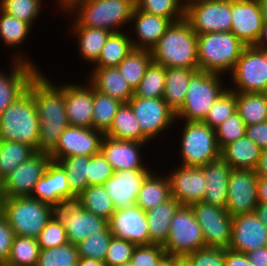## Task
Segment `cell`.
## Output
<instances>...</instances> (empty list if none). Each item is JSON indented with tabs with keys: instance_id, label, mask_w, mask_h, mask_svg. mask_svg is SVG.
<instances>
[{
	"instance_id": "1",
	"label": "cell",
	"mask_w": 267,
	"mask_h": 266,
	"mask_svg": "<svg viewBox=\"0 0 267 266\" xmlns=\"http://www.w3.org/2000/svg\"><path fill=\"white\" fill-rule=\"evenodd\" d=\"M39 118L37 152L50 154L60 135L69 126L64 101V85L54 83L38 71L28 84Z\"/></svg>"
},
{
	"instance_id": "2",
	"label": "cell",
	"mask_w": 267,
	"mask_h": 266,
	"mask_svg": "<svg viewBox=\"0 0 267 266\" xmlns=\"http://www.w3.org/2000/svg\"><path fill=\"white\" fill-rule=\"evenodd\" d=\"M198 40L190 23L184 18L172 22L157 44L151 49L154 62L165 68H198Z\"/></svg>"
},
{
	"instance_id": "3",
	"label": "cell",
	"mask_w": 267,
	"mask_h": 266,
	"mask_svg": "<svg viewBox=\"0 0 267 266\" xmlns=\"http://www.w3.org/2000/svg\"><path fill=\"white\" fill-rule=\"evenodd\" d=\"M135 7V0H75L65 12L76 13L75 22L79 26L102 28L116 33L123 31L119 29L123 24L131 23Z\"/></svg>"
},
{
	"instance_id": "4",
	"label": "cell",
	"mask_w": 267,
	"mask_h": 266,
	"mask_svg": "<svg viewBox=\"0 0 267 266\" xmlns=\"http://www.w3.org/2000/svg\"><path fill=\"white\" fill-rule=\"evenodd\" d=\"M39 118L30 90H27L0 114V137L31 146L37 152Z\"/></svg>"
},
{
	"instance_id": "5",
	"label": "cell",
	"mask_w": 267,
	"mask_h": 266,
	"mask_svg": "<svg viewBox=\"0 0 267 266\" xmlns=\"http://www.w3.org/2000/svg\"><path fill=\"white\" fill-rule=\"evenodd\" d=\"M199 71L231 73L246 47L231 32H209L197 35Z\"/></svg>"
},
{
	"instance_id": "6",
	"label": "cell",
	"mask_w": 267,
	"mask_h": 266,
	"mask_svg": "<svg viewBox=\"0 0 267 266\" xmlns=\"http://www.w3.org/2000/svg\"><path fill=\"white\" fill-rule=\"evenodd\" d=\"M1 214L16 236L37 238L55 214V208L32 197L3 198Z\"/></svg>"
},
{
	"instance_id": "7",
	"label": "cell",
	"mask_w": 267,
	"mask_h": 266,
	"mask_svg": "<svg viewBox=\"0 0 267 266\" xmlns=\"http://www.w3.org/2000/svg\"><path fill=\"white\" fill-rule=\"evenodd\" d=\"M221 74L198 71L188 85L184 104L175 114L176 119L203 121L213 103L227 90Z\"/></svg>"
},
{
	"instance_id": "8",
	"label": "cell",
	"mask_w": 267,
	"mask_h": 266,
	"mask_svg": "<svg viewBox=\"0 0 267 266\" xmlns=\"http://www.w3.org/2000/svg\"><path fill=\"white\" fill-rule=\"evenodd\" d=\"M180 139L182 166L202 167L220 158L216 131L202 121H185Z\"/></svg>"
},
{
	"instance_id": "9",
	"label": "cell",
	"mask_w": 267,
	"mask_h": 266,
	"mask_svg": "<svg viewBox=\"0 0 267 266\" xmlns=\"http://www.w3.org/2000/svg\"><path fill=\"white\" fill-rule=\"evenodd\" d=\"M203 231L196 221L190 206L181 205L171 221L166 243L163 245L167 256H187L204 248Z\"/></svg>"
},
{
	"instance_id": "10",
	"label": "cell",
	"mask_w": 267,
	"mask_h": 266,
	"mask_svg": "<svg viewBox=\"0 0 267 266\" xmlns=\"http://www.w3.org/2000/svg\"><path fill=\"white\" fill-rule=\"evenodd\" d=\"M231 79L236 87L230 90L240 93L267 92V53L255 46H246L237 60Z\"/></svg>"
},
{
	"instance_id": "11",
	"label": "cell",
	"mask_w": 267,
	"mask_h": 266,
	"mask_svg": "<svg viewBox=\"0 0 267 266\" xmlns=\"http://www.w3.org/2000/svg\"><path fill=\"white\" fill-rule=\"evenodd\" d=\"M185 19L197 35L230 32L231 0H193L185 6Z\"/></svg>"
},
{
	"instance_id": "12",
	"label": "cell",
	"mask_w": 267,
	"mask_h": 266,
	"mask_svg": "<svg viewBox=\"0 0 267 266\" xmlns=\"http://www.w3.org/2000/svg\"><path fill=\"white\" fill-rule=\"evenodd\" d=\"M203 231L206 247L229 249L233 217L225 208L196 202L190 205Z\"/></svg>"
},
{
	"instance_id": "13",
	"label": "cell",
	"mask_w": 267,
	"mask_h": 266,
	"mask_svg": "<svg viewBox=\"0 0 267 266\" xmlns=\"http://www.w3.org/2000/svg\"><path fill=\"white\" fill-rule=\"evenodd\" d=\"M55 214L65 226L68 242L74 245L108 227V220L88 212L76 200L56 207Z\"/></svg>"
},
{
	"instance_id": "14",
	"label": "cell",
	"mask_w": 267,
	"mask_h": 266,
	"mask_svg": "<svg viewBox=\"0 0 267 266\" xmlns=\"http://www.w3.org/2000/svg\"><path fill=\"white\" fill-rule=\"evenodd\" d=\"M128 102L141 132L151 141L176 121L175 113L163 98H143L134 94Z\"/></svg>"
},
{
	"instance_id": "15",
	"label": "cell",
	"mask_w": 267,
	"mask_h": 266,
	"mask_svg": "<svg viewBox=\"0 0 267 266\" xmlns=\"http://www.w3.org/2000/svg\"><path fill=\"white\" fill-rule=\"evenodd\" d=\"M258 179L255 170L232 169L229 176L226 211L231 217L250 214L258 206Z\"/></svg>"
},
{
	"instance_id": "16",
	"label": "cell",
	"mask_w": 267,
	"mask_h": 266,
	"mask_svg": "<svg viewBox=\"0 0 267 266\" xmlns=\"http://www.w3.org/2000/svg\"><path fill=\"white\" fill-rule=\"evenodd\" d=\"M51 157L36 152L3 179V198L31 197L35 184L43 176Z\"/></svg>"
},
{
	"instance_id": "17",
	"label": "cell",
	"mask_w": 267,
	"mask_h": 266,
	"mask_svg": "<svg viewBox=\"0 0 267 266\" xmlns=\"http://www.w3.org/2000/svg\"><path fill=\"white\" fill-rule=\"evenodd\" d=\"M104 133L93 129L68 126L60 135L55 149L49 154L51 160L58 161L72 156H92L100 153Z\"/></svg>"
},
{
	"instance_id": "18",
	"label": "cell",
	"mask_w": 267,
	"mask_h": 266,
	"mask_svg": "<svg viewBox=\"0 0 267 266\" xmlns=\"http://www.w3.org/2000/svg\"><path fill=\"white\" fill-rule=\"evenodd\" d=\"M230 32L246 46H254L260 36L263 14L259 0H231Z\"/></svg>"
},
{
	"instance_id": "19",
	"label": "cell",
	"mask_w": 267,
	"mask_h": 266,
	"mask_svg": "<svg viewBox=\"0 0 267 266\" xmlns=\"http://www.w3.org/2000/svg\"><path fill=\"white\" fill-rule=\"evenodd\" d=\"M31 197L54 208L77 199L69 189L65 169L54 160L48 163L43 176L35 184Z\"/></svg>"
},
{
	"instance_id": "20",
	"label": "cell",
	"mask_w": 267,
	"mask_h": 266,
	"mask_svg": "<svg viewBox=\"0 0 267 266\" xmlns=\"http://www.w3.org/2000/svg\"><path fill=\"white\" fill-rule=\"evenodd\" d=\"M108 227L114 237L135 245L150 244L147 217L137 205L115 210L108 220Z\"/></svg>"
},
{
	"instance_id": "21",
	"label": "cell",
	"mask_w": 267,
	"mask_h": 266,
	"mask_svg": "<svg viewBox=\"0 0 267 266\" xmlns=\"http://www.w3.org/2000/svg\"><path fill=\"white\" fill-rule=\"evenodd\" d=\"M152 173L150 169H134L114 172L103 184L113 200L116 210L136 205L138 193L146 178Z\"/></svg>"
},
{
	"instance_id": "22",
	"label": "cell",
	"mask_w": 267,
	"mask_h": 266,
	"mask_svg": "<svg viewBox=\"0 0 267 266\" xmlns=\"http://www.w3.org/2000/svg\"><path fill=\"white\" fill-rule=\"evenodd\" d=\"M14 55L10 73L0 71V114L27 90L29 82L39 71L36 64L27 57L23 58V54Z\"/></svg>"
},
{
	"instance_id": "23",
	"label": "cell",
	"mask_w": 267,
	"mask_h": 266,
	"mask_svg": "<svg viewBox=\"0 0 267 266\" xmlns=\"http://www.w3.org/2000/svg\"><path fill=\"white\" fill-rule=\"evenodd\" d=\"M267 246V228L255 212L234 216L229 249L248 253Z\"/></svg>"
},
{
	"instance_id": "24",
	"label": "cell",
	"mask_w": 267,
	"mask_h": 266,
	"mask_svg": "<svg viewBox=\"0 0 267 266\" xmlns=\"http://www.w3.org/2000/svg\"><path fill=\"white\" fill-rule=\"evenodd\" d=\"M168 176L171 197L181 205L201 202L206 191L204 171L200 167L180 166Z\"/></svg>"
},
{
	"instance_id": "25",
	"label": "cell",
	"mask_w": 267,
	"mask_h": 266,
	"mask_svg": "<svg viewBox=\"0 0 267 266\" xmlns=\"http://www.w3.org/2000/svg\"><path fill=\"white\" fill-rule=\"evenodd\" d=\"M145 143L113 139L104 135L100 152L111 164L114 171L150 169L142 162L140 149ZM141 147V148H140Z\"/></svg>"
},
{
	"instance_id": "26",
	"label": "cell",
	"mask_w": 267,
	"mask_h": 266,
	"mask_svg": "<svg viewBox=\"0 0 267 266\" xmlns=\"http://www.w3.org/2000/svg\"><path fill=\"white\" fill-rule=\"evenodd\" d=\"M64 101L69 126L92 128L93 87L64 84Z\"/></svg>"
},
{
	"instance_id": "27",
	"label": "cell",
	"mask_w": 267,
	"mask_h": 266,
	"mask_svg": "<svg viewBox=\"0 0 267 266\" xmlns=\"http://www.w3.org/2000/svg\"><path fill=\"white\" fill-rule=\"evenodd\" d=\"M131 22L134 23V32L137 37L136 39L131 37L133 48L150 51L172 24L170 19L146 13L136 7L131 16Z\"/></svg>"
},
{
	"instance_id": "28",
	"label": "cell",
	"mask_w": 267,
	"mask_h": 266,
	"mask_svg": "<svg viewBox=\"0 0 267 266\" xmlns=\"http://www.w3.org/2000/svg\"><path fill=\"white\" fill-rule=\"evenodd\" d=\"M204 171L206 191L203 202L225 208L229 176L232 168L221 157L200 167Z\"/></svg>"
},
{
	"instance_id": "29",
	"label": "cell",
	"mask_w": 267,
	"mask_h": 266,
	"mask_svg": "<svg viewBox=\"0 0 267 266\" xmlns=\"http://www.w3.org/2000/svg\"><path fill=\"white\" fill-rule=\"evenodd\" d=\"M89 84L99 93L121 102H128L134 95V90L120 74L118 67L93 68Z\"/></svg>"
},
{
	"instance_id": "30",
	"label": "cell",
	"mask_w": 267,
	"mask_h": 266,
	"mask_svg": "<svg viewBox=\"0 0 267 266\" xmlns=\"http://www.w3.org/2000/svg\"><path fill=\"white\" fill-rule=\"evenodd\" d=\"M262 149L246 135L225 145L220 150V157L226 161L232 169L256 170Z\"/></svg>"
},
{
	"instance_id": "31",
	"label": "cell",
	"mask_w": 267,
	"mask_h": 266,
	"mask_svg": "<svg viewBox=\"0 0 267 266\" xmlns=\"http://www.w3.org/2000/svg\"><path fill=\"white\" fill-rule=\"evenodd\" d=\"M181 203L170 198L155 208L145 211L148 221L150 244L164 245L168 239L171 221Z\"/></svg>"
},
{
	"instance_id": "32",
	"label": "cell",
	"mask_w": 267,
	"mask_h": 266,
	"mask_svg": "<svg viewBox=\"0 0 267 266\" xmlns=\"http://www.w3.org/2000/svg\"><path fill=\"white\" fill-rule=\"evenodd\" d=\"M195 69L166 68V80L163 99L176 114L184 104L190 79L197 73Z\"/></svg>"
},
{
	"instance_id": "33",
	"label": "cell",
	"mask_w": 267,
	"mask_h": 266,
	"mask_svg": "<svg viewBox=\"0 0 267 266\" xmlns=\"http://www.w3.org/2000/svg\"><path fill=\"white\" fill-rule=\"evenodd\" d=\"M106 136L118 140L149 143V139L141 132V128L131 109L129 102H122L114 116L113 123Z\"/></svg>"
},
{
	"instance_id": "34",
	"label": "cell",
	"mask_w": 267,
	"mask_h": 266,
	"mask_svg": "<svg viewBox=\"0 0 267 266\" xmlns=\"http://www.w3.org/2000/svg\"><path fill=\"white\" fill-rule=\"evenodd\" d=\"M73 24L70 29L78 37L80 56L94 65L111 32L102 28L79 26L75 21Z\"/></svg>"
},
{
	"instance_id": "35",
	"label": "cell",
	"mask_w": 267,
	"mask_h": 266,
	"mask_svg": "<svg viewBox=\"0 0 267 266\" xmlns=\"http://www.w3.org/2000/svg\"><path fill=\"white\" fill-rule=\"evenodd\" d=\"M153 173L146 178L136 199V205L143 211L155 208L171 198L168 176L162 177L158 176V173Z\"/></svg>"
},
{
	"instance_id": "36",
	"label": "cell",
	"mask_w": 267,
	"mask_h": 266,
	"mask_svg": "<svg viewBox=\"0 0 267 266\" xmlns=\"http://www.w3.org/2000/svg\"><path fill=\"white\" fill-rule=\"evenodd\" d=\"M131 35L123 32L111 33L101 49L100 56L94 63V68L117 67L132 51Z\"/></svg>"
},
{
	"instance_id": "37",
	"label": "cell",
	"mask_w": 267,
	"mask_h": 266,
	"mask_svg": "<svg viewBox=\"0 0 267 266\" xmlns=\"http://www.w3.org/2000/svg\"><path fill=\"white\" fill-rule=\"evenodd\" d=\"M237 112L240 118L250 126L267 121V94L236 92Z\"/></svg>"
},
{
	"instance_id": "38",
	"label": "cell",
	"mask_w": 267,
	"mask_h": 266,
	"mask_svg": "<svg viewBox=\"0 0 267 266\" xmlns=\"http://www.w3.org/2000/svg\"><path fill=\"white\" fill-rule=\"evenodd\" d=\"M152 61L150 50L134 48L117 67L127 83L135 90Z\"/></svg>"
},
{
	"instance_id": "39",
	"label": "cell",
	"mask_w": 267,
	"mask_h": 266,
	"mask_svg": "<svg viewBox=\"0 0 267 266\" xmlns=\"http://www.w3.org/2000/svg\"><path fill=\"white\" fill-rule=\"evenodd\" d=\"M88 212L109 220L116 210L110 195L103 185L87 187L76 199Z\"/></svg>"
},
{
	"instance_id": "40",
	"label": "cell",
	"mask_w": 267,
	"mask_h": 266,
	"mask_svg": "<svg viewBox=\"0 0 267 266\" xmlns=\"http://www.w3.org/2000/svg\"><path fill=\"white\" fill-rule=\"evenodd\" d=\"M36 151L17 141L2 140L0 144V176L4 179L19 164L27 161Z\"/></svg>"
},
{
	"instance_id": "41",
	"label": "cell",
	"mask_w": 267,
	"mask_h": 266,
	"mask_svg": "<svg viewBox=\"0 0 267 266\" xmlns=\"http://www.w3.org/2000/svg\"><path fill=\"white\" fill-rule=\"evenodd\" d=\"M121 101L93 89L92 128L104 134L111 127Z\"/></svg>"
},
{
	"instance_id": "42",
	"label": "cell",
	"mask_w": 267,
	"mask_h": 266,
	"mask_svg": "<svg viewBox=\"0 0 267 266\" xmlns=\"http://www.w3.org/2000/svg\"><path fill=\"white\" fill-rule=\"evenodd\" d=\"M39 252L37 238L15 235L5 263L9 266H36Z\"/></svg>"
},
{
	"instance_id": "43",
	"label": "cell",
	"mask_w": 267,
	"mask_h": 266,
	"mask_svg": "<svg viewBox=\"0 0 267 266\" xmlns=\"http://www.w3.org/2000/svg\"><path fill=\"white\" fill-rule=\"evenodd\" d=\"M165 80L166 68L152 61L134 94L143 98H163Z\"/></svg>"
},
{
	"instance_id": "44",
	"label": "cell",
	"mask_w": 267,
	"mask_h": 266,
	"mask_svg": "<svg viewBox=\"0 0 267 266\" xmlns=\"http://www.w3.org/2000/svg\"><path fill=\"white\" fill-rule=\"evenodd\" d=\"M58 162L67 173L70 191L78 197L87 188L88 156H72Z\"/></svg>"
},
{
	"instance_id": "45",
	"label": "cell",
	"mask_w": 267,
	"mask_h": 266,
	"mask_svg": "<svg viewBox=\"0 0 267 266\" xmlns=\"http://www.w3.org/2000/svg\"><path fill=\"white\" fill-rule=\"evenodd\" d=\"M136 8L177 22L185 18V5L180 0H135Z\"/></svg>"
},
{
	"instance_id": "46",
	"label": "cell",
	"mask_w": 267,
	"mask_h": 266,
	"mask_svg": "<svg viewBox=\"0 0 267 266\" xmlns=\"http://www.w3.org/2000/svg\"><path fill=\"white\" fill-rule=\"evenodd\" d=\"M32 28L17 17L11 16L0 9V39L9 47H18L25 41ZM16 46V47H15Z\"/></svg>"
},
{
	"instance_id": "47",
	"label": "cell",
	"mask_w": 267,
	"mask_h": 266,
	"mask_svg": "<svg viewBox=\"0 0 267 266\" xmlns=\"http://www.w3.org/2000/svg\"><path fill=\"white\" fill-rule=\"evenodd\" d=\"M77 246L67 243L54 248L40 250L36 266H77Z\"/></svg>"
},
{
	"instance_id": "48",
	"label": "cell",
	"mask_w": 267,
	"mask_h": 266,
	"mask_svg": "<svg viewBox=\"0 0 267 266\" xmlns=\"http://www.w3.org/2000/svg\"><path fill=\"white\" fill-rule=\"evenodd\" d=\"M237 112L236 92L229 88L213 103L202 122L216 129L224 120Z\"/></svg>"
},
{
	"instance_id": "49",
	"label": "cell",
	"mask_w": 267,
	"mask_h": 266,
	"mask_svg": "<svg viewBox=\"0 0 267 266\" xmlns=\"http://www.w3.org/2000/svg\"><path fill=\"white\" fill-rule=\"evenodd\" d=\"M41 4L42 0H0V9L32 27L33 22L40 16Z\"/></svg>"
},
{
	"instance_id": "50",
	"label": "cell",
	"mask_w": 267,
	"mask_h": 266,
	"mask_svg": "<svg viewBox=\"0 0 267 266\" xmlns=\"http://www.w3.org/2000/svg\"><path fill=\"white\" fill-rule=\"evenodd\" d=\"M112 236L109 227L100 234L88 236L84 241L76 245L79 257L104 262Z\"/></svg>"
},
{
	"instance_id": "51",
	"label": "cell",
	"mask_w": 267,
	"mask_h": 266,
	"mask_svg": "<svg viewBox=\"0 0 267 266\" xmlns=\"http://www.w3.org/2000/svg\"><path fill=\"white\" fill-rule=\"evenodd\" d=\"M40 250L54 248L68 243L65 226L56 214L45 225L37 237Z\"/></svg>"
},
{
	"instance_id": "52",
	"label": "cell",
	"mask_w": 267,
	"mask_h": 266,
	"mask_svg": "<svg viewBox=\"0 0 267 266\" xmlns=\"http://www.w3.org/2000/svg\"><path fill=\"white\" fill-rule=\"evenodd\" d=\"M216 140L219 149L245 135L246 124L238 112L229 116L216 129Z\"/></svg>"
},
{
	"instance_id": "53",
	"label": "cell",
	"mask_w": 267,
	"mask_h": 266,
	"mask_svg": "<svg viewBox=\"0 0 267 266\" xmlns=\"http://www.w3.org/2000/svg\"><path fill=\"white\" fill-rule=\"evenodd\" d=\"M165 256L163 245H136L129 263L131 266H157Z\"/></svg>"
},
{
	"instance_id": "54",
	"label": "cell",
	"mask_w": 267,
	"mask_h": 266,
	"mask_svg": "<svg viewBox=\"0 0 267 266\" xmlns=\"http://www.w3.org/2000/svg\"><path fill=\"white\" fill-rule=\"evenodd\" d=\"M114 172L113 167L101 152L88 157L87 187L103 185Z\"/></svg>"
},
{
	"instance_id": "55",
	"label": "cell",
	"mask_w": 267,
	"mask_h": 266,
	"mask_svg": "<svg viewBox=\"0 0 267 266\" xmlns=\"http://www.w3.org/2000/svg\"><path fill=\"white\" fill-rule=\"evenodd\" d=\"M135 244L112 236L104 263L106 266H115L129 263Z\"/></svg>"
},
{
	"instance_id": "56",
	"label": "cell",
	"mask_w": 267,
	"mask_h": 266,
	"mask_svg": "<svg viewBox=\"0 0 267 266\" xmlns=\"http://www.w3.org/2000/svg\"><path fill=\"white\" fill-rule=\"evenodd\" d=\"M193 266H225V249L204 247L188 254Z\"/></svg>"
},
{
	"instance_id": "57",
	"label": "cell",
	"mask_w": 267,
	"mask_h": 266,
	"mask_svg": "<svg viewBox=\"0 0 267 266\" xmlns=\"http://www.w3.org/2000/svg\"><path fill=\"white\" fill-rule=\"evenodd\" d=\"M15 234L5 217L0 214V263L8 259Z\"/></svg>"
},
{
	"instance_id": "58",
	"label": "cell",
	"mask_w": 267,
	"mask_h": 266,
	"mask_svg": "<svg viewBox=\"0 0 267 266\" xmlns=\"http://www.w3.org/2000/svg\"><path fill=\"white\" fill-rule=\"evenodd\" d=\"M245 135L262 150L267 148V121L246 126Z\"/></svg>"
},
{
	"instance_id": "59",
	"label": "cell",
	"mask_w": 267,
	"mask_h": 266,
	"mask_svg": "<svg viewBox=\"0 0 267 266\" xmlns=\"http://www.w3.org/2000/svg\"><path fill=\"white\" fill-rule=\"evenodd\" d=\"M225 266H254L247 255L241 252L225 249Z\"/></svg>"
},
{
	"instance_id": "60",
	"label": "cell",
	"mask_w": 267,
	"mask_h": 266,
	"mask_svg": "<svg viewBox=\"0 0 267 266\" xmlns=\"http://www.w3.org/2000/svg\"><path fill=\"white\" fill-rule=\"evenodd\" d=\"M254 266H267V246L246 253Z\"/></svg>"
},
{
	"instance_id": "61",
	"label": "cell",
	"mask_w": 267,
	"mask_h": 266,
	"mask_svg": "<svg viewBox=\"0 0 267 266\" xmlns=\"http://www.w3.org/2000/svg\"><path fill=\"white\" fill-rule=\"evenodd\" d=\"M258 50L267 53V20L263 21L260 36L254 45Z\"/></svg>"
},
{
	"instance_id": "62",
	"label": "cell",
	"mask_w": 267,
	"mask_h": 266,
	"mask_svg": "<svg viewBox=\"0 0 267 266\" xmlns=\"http://www.w3.org/2000/svg\"><path fill=\"white\" fill-rule=\"evenodd\" d=\"M257 194L259 203L267 204V178L259 177Z\"/></svg>"
},
{
	"instance_id": "63",
	"label": "cell",
	"mask_w": 267,
	"mask_h": 266,
	"mask_svg": "<svg viewBox=\"0 0 267 266\" xmlns=\"http://www.w3.org/2000/svg\"><path fill=\"white\" fill-rule=\"evenodd\" d=\"M255 171L258 177L267 178V148L262 151L259 164Z\"/></svg>"
},
{
	"instance_id": "64",
	"label": "cell",
	"mask_w": 267,
	"mask_h": 266,
	"mask_svg": "<svg viewBox=\"0 0 267 266\" xmlns=\"http://www.w3.org/2000/svg\"><path fill=\"white\" fill-rule=\"evenodd\" d=\"M254 212L267 228V204L259 203Z\"/></svg>"
},
{
	"instance_id": "65",
	"label": "cell",
	"mask_w": 267,
	"mask_h": 266,
	"mask_svg": "<svg viewBox=\"0 0 267 266\" xmlns=\"http://www.w3.org/2000/svg\"><path fill=\"white\" fill-rule=\"evenodd\" d=\"M77 266H106L103 261L79 257Z\"/></svg>"
},
{
	"instance_id": "66",
	"label": "cell",
	"mask_w": 267,
	"mask_h": 266,
	"mask_svg": "<svg viewBox=\"0 0 267 266\" xmlns=\"http://www.w3.org/2000/svg\"><path fill=\"white\" fill-rule=\"evenodd\" d=\"M173 266H193L187 256H173Z\"/></svg>"
},
{
	"instance_id": "67",
	"label": "cell",
	"mask_w": 267,
	"mask_h": 266,
	"mask_svg": "<svg viewBox=\"0 0 267 266\" xmlns=\"http://www.w3.org/2000/svg\"><path fill=\"white\" fill-rule=\"evenodd\" d=\"M157 266H173V256H165Z\"/></svg>"
},
{
	"instance_id": "68",
	"label": "cell",
	"mask_w": 267,
	"mask_h": 266,
	"mask_svg": "<svg viewBox=\"0 0 267 266\" xmlns=\"http://www.w3.org/2000/svg\"><path fill=\"white\" fill-rule=\"evenodd\" d=\"M259 1L262 9L263 19L267 20V0H259Z\"/></svg>"
},
{
	"instance_id": "69",
	"label": "cell",
	"mask_w": 267,
	"mask_h": 266,
	"mask_svg": "<svg viewBox=\"0 0 267 266\" xmlns=\"http://www.w3.org/2000/svg\"><path fill=\"white\" fill-rule=\"evenodd\" d=\"M75 0H59L58 3L63 11Z\"/></svg>"
},
{
	"instance_id": "70",
	"label": "cell",
	"mask_w": 267,
	"mask_h": 266,
	"mask_svg": "<svg viewBox=\"0 0 267 266\" xmlns=\"http://www.w3.org/2000/svg\"><path fill=\"white\" fill-rule=\"evenodd\" d=\"M0 196H3V178L0 176Z\"/></svg>"
},
{
	"instance_id": "71",
	"label": "cell",
	"mask_w": 267,
	"mask_h": 266,
	"mask_svg": "<svg viewBox=\"0 0 267 266\" xmlns=\"http://www.w3.org/2000/svg\"><path fill=\"white\" fill-rule=\"evenodd\" d=\"M185 6L193 0H180ZM184 1V2H183Z\"/></svg>"
},
{
	"instance_id": "72",
	"label": "cell",
	"mask_w": 267,
	"mask_h": 266,
	"mask_svg": "<svg viewBox=\"0 0 267 266\" xmlns=\"http://www.w3.org/2000/svg\"><path fill=\"white\" fill-rule=\"evenodd\" d=\"M115 266H131L130 263H125V264H120V265H115Z\"/></svg>"
},
{
	"instance_id": "73",
	"label": "cell",
	"mask_w": 267,
	"mask_h": 266,
	"mask_svg": "<svg viewBox=\"0 0 267 266\" xmlns=\"http://www.w3.org/2000/svg\"><path fill=\"white\" fill-rule=\"evenodd\" d=\"M3 199V196H0V214H1V200Z\"/></svg>"
},
{
	"instance_id": "74",
	"label": "cell",
	"mask_w": 267,
	"mask_h": 266,
	"mask_svg": "<svg viewBox=\"0 0 267 266\" xmlns=\"http://www.w3.org/2000/svg\"><path fill=\"white\" fill-rule=\"evenodd\" d=\"M0 266H9L6 263H0Z\"/></svg>"
}]
</instances>
